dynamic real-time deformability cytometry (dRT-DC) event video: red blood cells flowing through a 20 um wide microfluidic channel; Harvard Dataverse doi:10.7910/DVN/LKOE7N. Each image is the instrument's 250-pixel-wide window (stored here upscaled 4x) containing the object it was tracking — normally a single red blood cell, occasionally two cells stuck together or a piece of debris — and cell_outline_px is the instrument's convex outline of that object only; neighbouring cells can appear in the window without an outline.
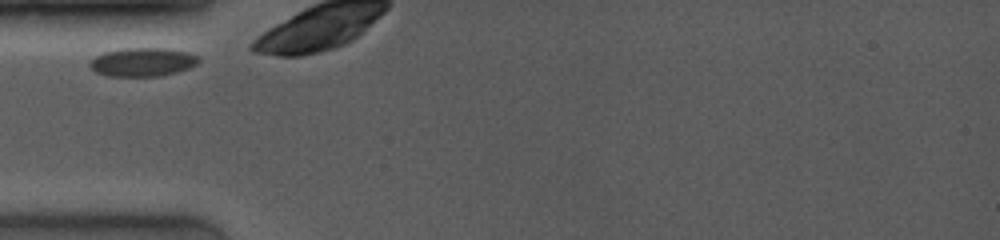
{"species": "common noctule bat (a hibernating species)", "species_latin": "Nyctalus noctula", "temperature_condition": "room temperature", "stored_images_in_passage": 4, "camera_frame_rate_fps": 4000, "um_per_image_px": 0.085, "animal": {"sex": "female", "body_mass_g": 19.0, "forearm_length_mm": 53.3}, "frame": {"image": 1, "passage_image": 1, "time_ms": 0.0, "image_size_px": [1000, 240], "cell_outline_px": [[200, 60], [196, 64], [188, 68], [176, 72], [160, 76], [108, 76], [96, 72], [88, 64], [96, 56], [104, 52], [120, 48], [164, 48], [188, 52], [200, 56]], "centroid_in_image_um": [12.13, 5.26], "position_along_channel_um": 72.9, "area_um2": 18.15}}